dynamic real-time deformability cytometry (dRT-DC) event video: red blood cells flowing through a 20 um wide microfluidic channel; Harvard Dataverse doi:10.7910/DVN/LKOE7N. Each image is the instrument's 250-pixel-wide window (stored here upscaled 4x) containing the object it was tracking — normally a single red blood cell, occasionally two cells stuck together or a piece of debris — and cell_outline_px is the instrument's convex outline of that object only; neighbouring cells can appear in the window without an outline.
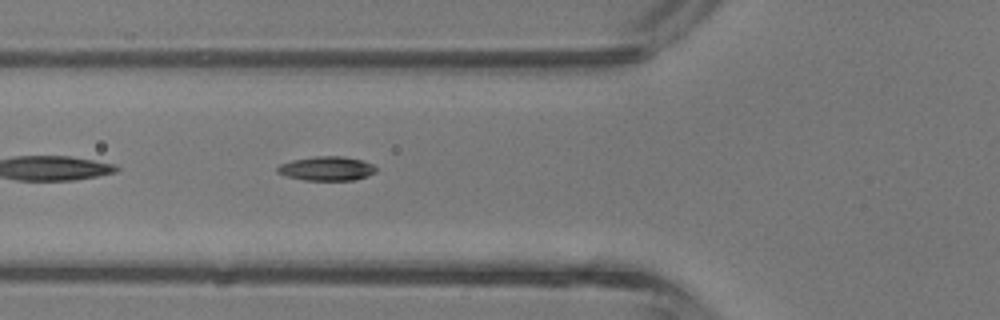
{"species": "common noctule bat (a hibernating species)", "species_latin": "Nyctalus noctula", "temperature_condition": "room temperature", "stored_images_in_passage": 26, "camera_frame_rate_fps": 3000, "um_per_image_px": 0.085, "animal": {"sex": "male", "body_mass_g": 13.3}, "frame": {"image": 1, "passage_image": 6, "time_ms": 1.667, "image_size_px": [1000, 320], "cell_outline_px": [[376, 172], [368, 176], [356, 180], [304, 180], [284, 176], [276, 172], [276, 168], [280, 164], [292, 160], [316, 156], [344, 156], [360, 160], [372, 164], [376, 168]], "centroid_in_image_um": [27.75, 14.33], "position_along_channel_um": 98.1, "area_um2": 13.99}}
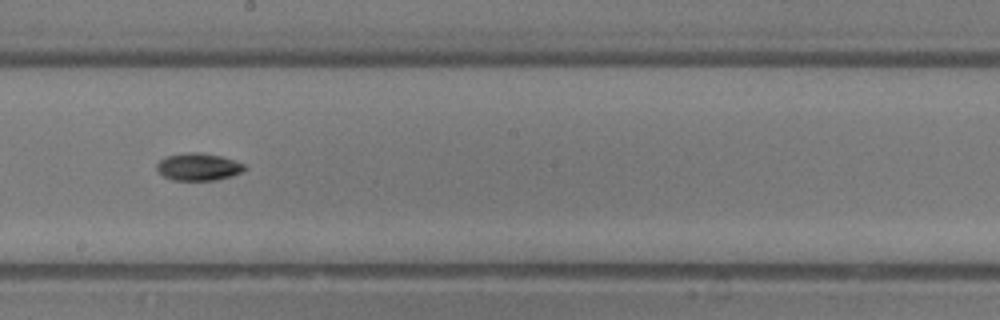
{"frame": {"image": 2, "passage_image": 14, "time_ms": 4.333, "image_size_px": [1000, 320], "cell_outline_px": [[248, 168], [232, 176], [216, 180], [172, 180], [164, 176], [156, 168], [156, 164], [164, 156], [188, 152], [200, 152], [220, 156], [244, 164]], "centroid_in_image_um": [16.84, 14.18], "position_along_channel_um": 231.4, "area_um2": 13.99}}
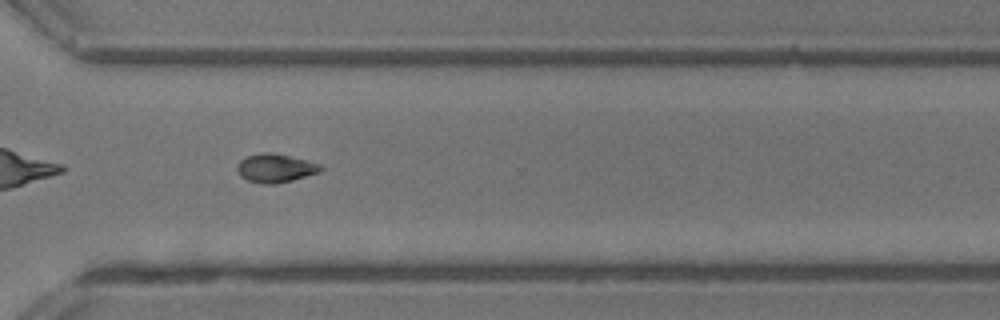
{"frame": {"image": 3, "passage_image": 21, "time_ms": 6.667, "image_size_px": [1000, 320], "cell_outline_px": [[324, 168], [320, 172], [292, 180], [272, 184], [264, 184], [248, 180], [240, 176], [236, 168], [240, 160], [248, 156], [264, 152], [272, 152], [320, 164]], "centroid_in_image_um": [23.4, 14.29], "position_along_channel_um": 347.2, "area_um2": 13.7}, "authors_computed_cell_mechanics": {"area_um2": 13.6697, "velocity_mm_per_s": 4.9774, "shape_relaxation_time_tau1_ms": 4.3876, "shape_relaxation_time_tau2_ms": null, "deformation_change_tau1": 0.1313, "deformation_change_tau2": null}}